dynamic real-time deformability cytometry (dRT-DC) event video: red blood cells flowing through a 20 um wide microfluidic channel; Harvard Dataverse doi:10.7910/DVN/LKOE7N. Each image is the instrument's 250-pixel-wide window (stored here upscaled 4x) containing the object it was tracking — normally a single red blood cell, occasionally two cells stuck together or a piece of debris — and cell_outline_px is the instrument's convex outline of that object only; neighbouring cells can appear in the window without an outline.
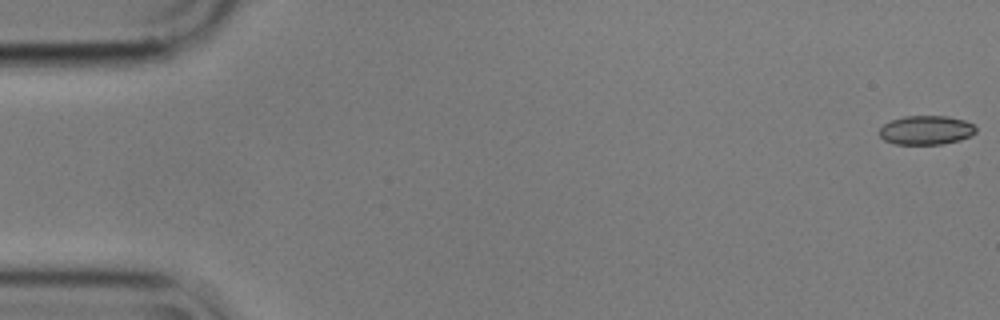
{"species": "common noctule bat (a hibernating species)", "species_latin": "Nyctalus noctula", "temperature_condition": "cold", "stored_images_in_passage": 19, "camera_frame_rate_fps": 3000, "um_per_image_px": 0.085, "animal": {"sex": "male", "body_mass_g": 17.9}, "frame": {"image": 1, "passage_image": 1, "time_ms": 0.0, "image_size_px": [1000, 320], "cell_outline_px": [[976, 132], [972, 136], [960, 140], [940, 144], [896, 144], [884, 140], [880, 136], [880, 128], [884, 124], [892, 120], [904, 116], [948, 116], [964, 120], [972, 124], [976, 128]], "centroid_in_image_um": [78.74, 11.06], "position_along_channel_um": 6.3, "area_um2": 16.3}}
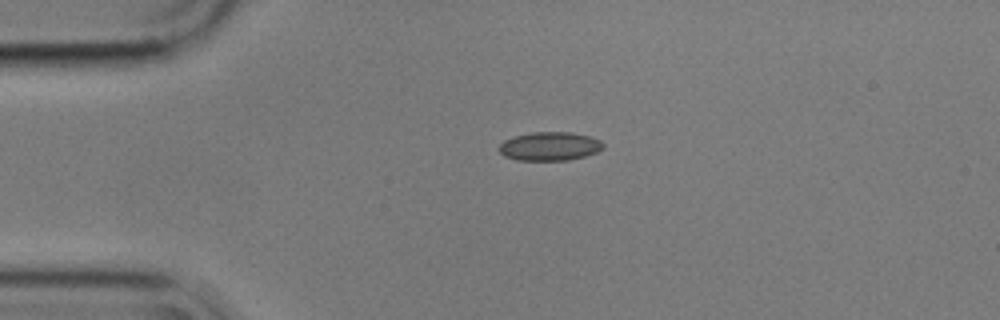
{"frame": {"image": 2, "passage_image": 13, "time_ms": 4.0, "image_size_px": [1000, 320], "cell_outline_px": [[604, 148], [596, 152], [584, 156], [568, 160], [516, 160], [504, 156], [496, 148], [504, 140], [516, 136], [532, 132], [572, 132], [588, 136], [600, 140], [604, 144]], "centroid_in_image_um": [46.71, 12.43], "position_along_channel_um": 38.3, "area_um2": 17.4}}
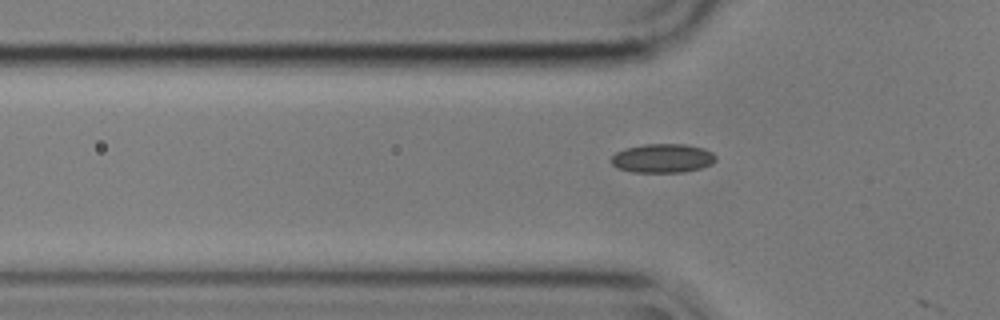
{"frame": {"image": 3, "passage_image": 18, "time_ms": 5.667, "image_size_px": [1000, 320], "cell_outline_px": [[716, 160], [712, 164], [700, 168], [680, 172], [632, 172], [616, 168], [612, 164], [612, 156], [616, 152], [624, 148], [644, 144], [684, 144], [704, 148], [712, 152], [716, 156]], "centroid_in_image_um": [56.31, 13.45], "position_along_channel_um": 69.5, "area_um2": 17.69}}